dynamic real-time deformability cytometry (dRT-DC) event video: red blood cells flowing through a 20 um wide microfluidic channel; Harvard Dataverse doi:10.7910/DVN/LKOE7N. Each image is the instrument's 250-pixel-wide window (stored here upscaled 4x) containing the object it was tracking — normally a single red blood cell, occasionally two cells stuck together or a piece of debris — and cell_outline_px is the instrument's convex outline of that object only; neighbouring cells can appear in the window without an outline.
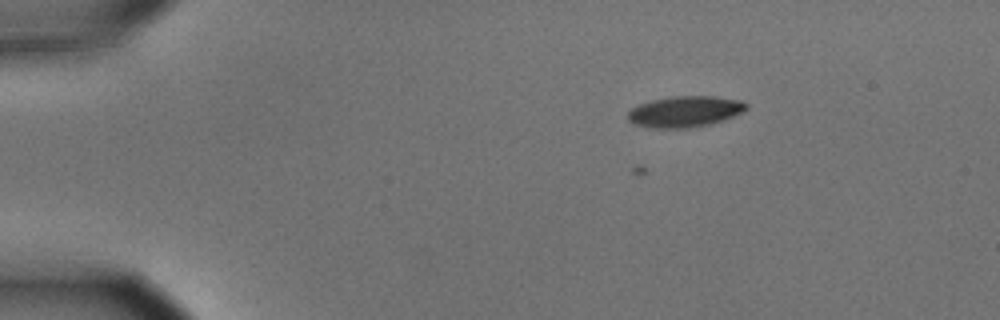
{"species": "common noctule bat (a hibernating species)", "species_latin": "Nyctalus noctula", "temperature_condition": "cold", "stored_images_in_passage": 4, "camera_frame_rate_fps": 3000, "um_per_image_px": 0.085, "animal": {"sex": "male", "body_mass_g": 15.6}, "frame": {"image": 1, "passage_image": 2, "time_ms": 0.333, "image_size_px": [1000, 320], "cell_outline_px": [[748, 108], [732, 116], [708, 124], [684, 128], [652, 128], [636, 124], [628, 120], [628, 112], [632, 108], [640, 104], [652, 100], [668, 96], [712, 96], [740, 100], [748, 104]], "centroid_in_image_um": [58.19, 9.47], "position_along_channel_um": 26.8, "area_um2": 21.1}}